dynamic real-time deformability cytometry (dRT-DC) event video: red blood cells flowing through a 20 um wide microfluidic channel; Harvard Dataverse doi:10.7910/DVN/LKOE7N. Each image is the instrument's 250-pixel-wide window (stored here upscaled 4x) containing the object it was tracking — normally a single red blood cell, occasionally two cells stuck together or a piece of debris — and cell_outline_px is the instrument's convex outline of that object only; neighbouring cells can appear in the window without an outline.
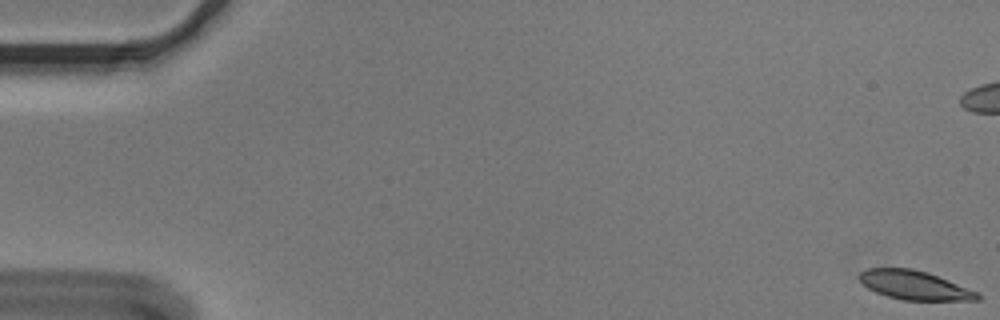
{"species": "Egyptian fruit bat (a non-hibernating species)", "species_latin": "Rousettus aegyptiacus", "temperature_condition": "cold", "stored_images_in_passage": 57, "camera_frame_rate_fps": 3000, "um_per_image_px": 0.085, "animal": {"sex": "male"}, "frame": {"image": 1, "passage_image": 1, "time_ms": 0.0, "image_size_px": [1000, 320], "cell_outline_px": [[980, 300], [904, 300], [888, 296], [876, 292], [868, 288], [860, 280], [860, 272], [868, 268], [912, 268], [928, 272], [980, 292]], "centroid_in_image_um": [77.78, 24.24], "position_along_channel_um": 7.2, "area_um2": 19.88}}
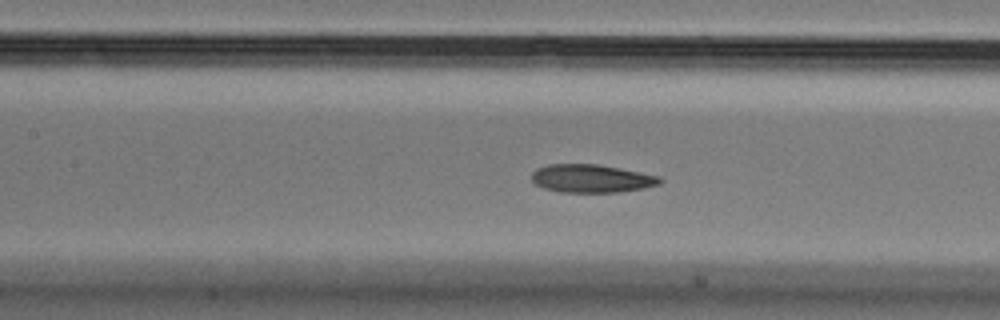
{"frame": {"image": 2, "passage_image": 26, "time_ms": 8.333, "image_size_px": [1000, 320], "cell_outline_px": [[664, 180], [660, 184], [644, 188], [620, 192], [560, 192], [544, 188], [536, 184], [532, 180], [532, 172], [536, 168], [548, 164], [596, 164], [620, 168], [660, 176]], "centroid_in_image_um": [50.29, 15.17], "position_along_channel_um": 157.1, "area_um2": 21.1}}
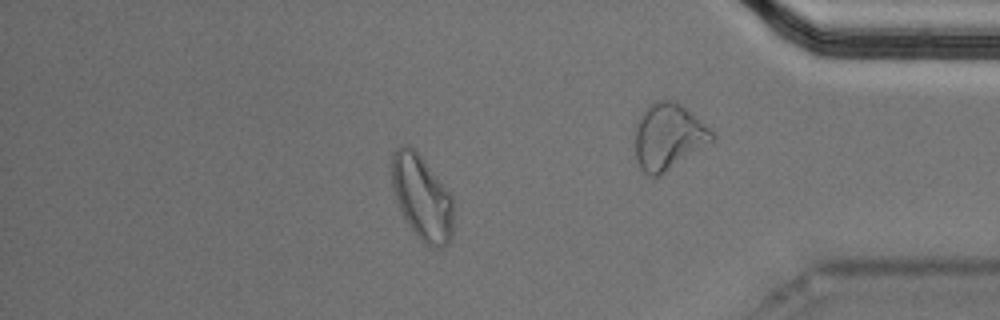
{"frame": {"image": 3, "passage_image": 49, "time_ms": 16.0, "image_size_px": [1000, 320], "cell_outline_px": [[452, 240], [448, 244], [440, 248], [432, 248], [424, 244], [416, 236], [404, 220], [400, 212], [392, 188], [392, 152], [400, 144], [408, 144], [424, 160], [452, 196]], "centroid_in_image_um": [35.84, 16.83], "position_along_channel_um": 399.4, "area_um2": 30.75}, "authors_computed_cell_mechanics": {"area_um2": 21.675, "velocity_mm_per_s": 3.5944, "shape_relaxation_time_tau1_ms": 5.8809, "shape_relaxation_time_tau2_ms": 2.69, "deformation_change_tau1": 0.1672, "deformation_change_tau2": 0.0908}}